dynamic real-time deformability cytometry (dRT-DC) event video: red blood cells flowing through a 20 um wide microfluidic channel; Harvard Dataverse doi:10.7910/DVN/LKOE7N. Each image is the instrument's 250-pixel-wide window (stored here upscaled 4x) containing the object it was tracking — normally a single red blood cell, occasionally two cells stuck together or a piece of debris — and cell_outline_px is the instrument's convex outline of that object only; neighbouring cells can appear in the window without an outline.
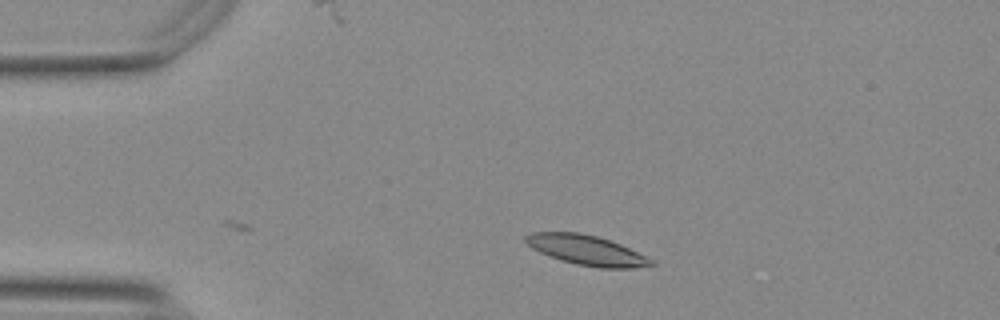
{"species": "Egyptian fruit bat (a non-hibernating species)", "species_latin": "Rousettus aegyptiacus", "temperature_condition": "warm", "stored_images_in_passage": 41, "camera_frame_rate_fps": 3000, "um_per_image_px": 0.085, "animal": {"sex": "female"}, "frame": {"image": 1, "passage_image": 1, "time_ms": 0.0, "image_size_px": [1000, 320], "cell_outline_px": [[656, 264], [632, 268], [600, 268], [576, 264], [560, 260], [548, 256], [532, 248], [524, 240], [524, 236], [532, 232], [580, 232], [596, 236], [620, 244], [656, 260]], "centroid_in_image_um": [49.87, 21.27], "position_along_channel_um": 35.1, "area_um2": 21.91}}
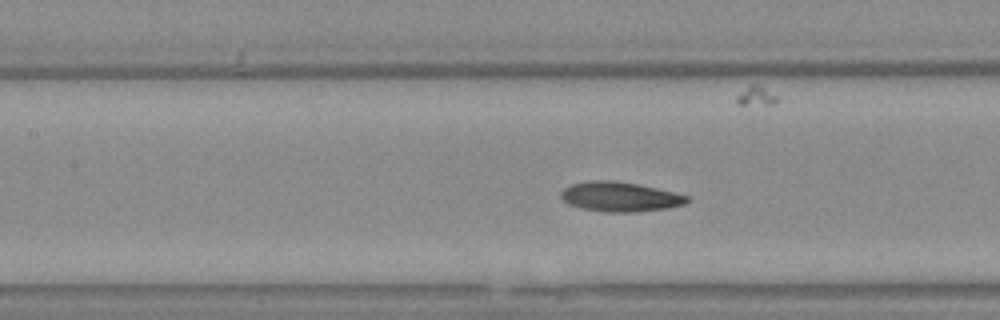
{"frame": {"image": 2, "passage_image": 14, "time_ms": 4.333, "image_size_px": [1000, 320], "cell_outline_px": [[688, 200], [684, 204], [668, 208], [636, 212], [604, 212], [580, 208], [568, 204], [560, 196], [560, 192], [564, 188], [572, 184], [592, 180], [612, 180], [636, 184], [656, 188], [688, 196]], "centroid_in_image_um": [52.65, 16.73], "position_along_channel_um": 154.7, "area_um2": 21.68}}
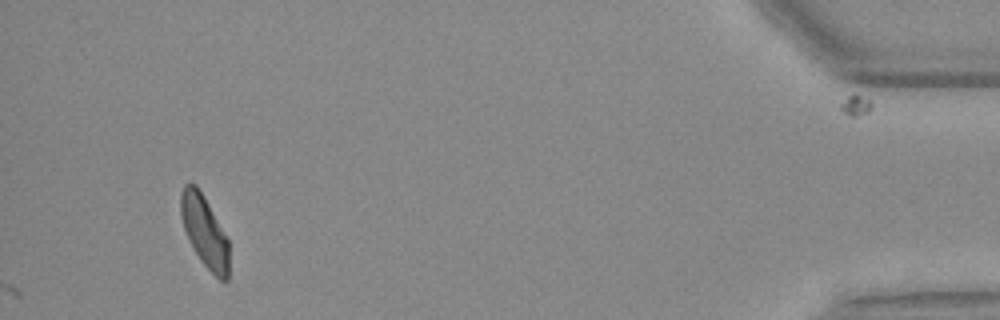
{"frame": {"image": 3, "passage_image": 41, "time_ms": 13.333, "image_size_px": [1000, 320], "cell_outline_px": [[228, 280], [220, 280], [200, 260], [184, 228], [180, 216], [180, 192], [184, 184], [196, 184], [208, 204], [228, 240]], "centroid_in_image_um": [17.36, 19.64], "position_along_channel_um": 417.8, "area_um2": 19.54}, "authors_computed_cell_mechanics": {"area_um2": 21.3282, "velocity_mm_per_s": 3.7345, "shape_relaxation_time_tau1_ms": 5.1054, "shape_relaxation_time_tau2_ms": 2.0858, "deformation_change_tau1": 0.1457, "deformation_change_tau2": 0.065}}